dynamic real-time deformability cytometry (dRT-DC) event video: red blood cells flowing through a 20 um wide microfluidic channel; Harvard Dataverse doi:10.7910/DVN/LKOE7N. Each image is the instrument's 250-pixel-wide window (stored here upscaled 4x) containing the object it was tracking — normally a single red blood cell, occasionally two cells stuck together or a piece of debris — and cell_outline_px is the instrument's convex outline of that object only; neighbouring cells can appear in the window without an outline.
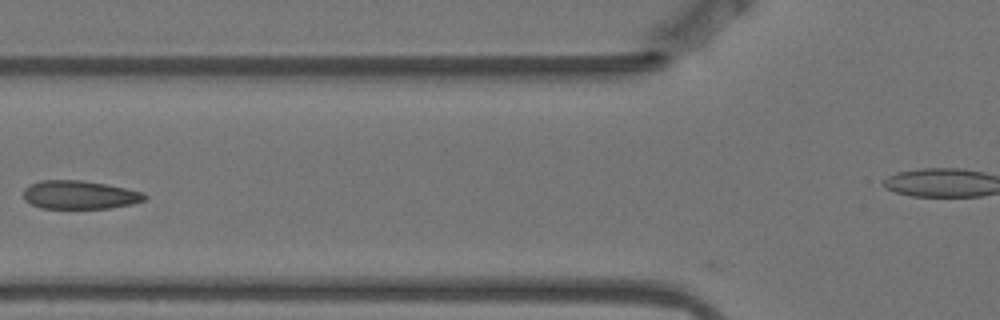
{"species": "Egyptian fruit bat (a non-hibernating species)", "species_latin": "Rousettus aegyptiacus", "temperature_condition": "warm", "stored_images_in_passage": 7, "segment_of_instrument_passage": [1, 2], "camera_frame_rate_fps": 3000, "um_per_image_px": 0.085, "animal": {"sex": "female"}, "frame": {"image": 1, "passage_image": 6, "time_ms": 1.667, "image_size_px": [1000, 320], "cell_outline_px": [[148, 196], [144, 200], [132, 204], [108, 208], [40, 208], [24, 200], [24, 188], [40, 180], [84, 180], [144, 192]], "centroid_in_image_um": [6.76, 16.56], "position_along_channel_um": 119.0, "area_um2": 20.0}}